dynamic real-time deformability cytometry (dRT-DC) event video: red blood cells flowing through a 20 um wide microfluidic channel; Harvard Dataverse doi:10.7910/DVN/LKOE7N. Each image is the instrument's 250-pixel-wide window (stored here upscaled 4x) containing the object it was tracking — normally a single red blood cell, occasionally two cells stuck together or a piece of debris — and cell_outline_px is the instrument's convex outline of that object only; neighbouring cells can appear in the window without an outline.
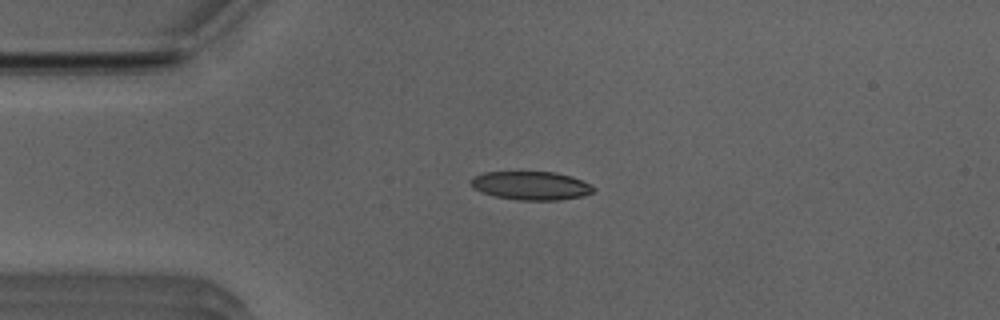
{"species": "Egyptian fruit bat (a non-hibernating species)", "species_latin": "Rousettus aegyptiacus", "temperature_condition": "room temperature", "stored_images_in_passage": 20, "camera_frame_rate_fps": 3000, "um_per_image_px": 0.085, "animal": {"sex": "male"}, "frame": {"image": 1, "passage_image": 1, "time_ms": 0.0, "image_size_px": [1000, 320], "cell_outline_px": [[596, 188], [592, 192], [584, 196], [560, 200], [516, 200], [492, 196], [472, 188], [468, 180], [472, 176], [484, 172], [556, 172], [572, 176], [592, 184]], "centroid_in_image_um": [45.12, 15.78], "position_along_channel_um": 39.9, "area_um2": 20.81}}
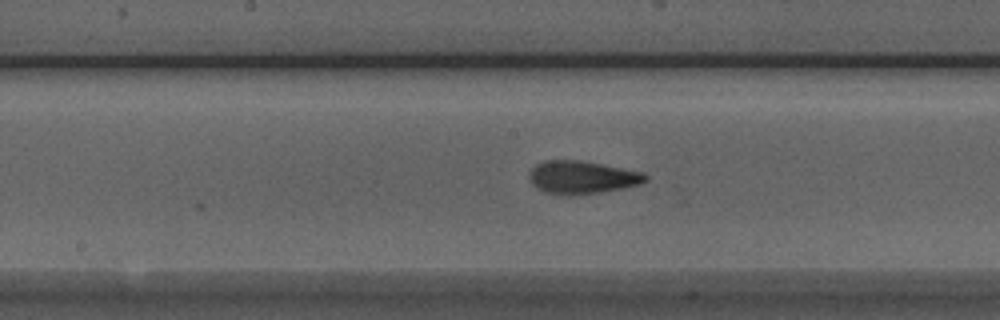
{"frame": {"image": 2, "passage_image": 15, "time_ms": 4.667, "image_size_px": [1000, 320], "cell_outline_px": [[648, 180], [640, 184], [624, 188], [600, 192], [572, 196], [544, 192], [536, 188], [532, 184], [528, 176], [532, 168], [536, 164], [544, 160], [576, 160], [600, 164], [644, 172], [648, 176]], "centroid_in_image_um": [49.46, 15.08], "position_along_channel_um": 198.7, "area_um2": 22.37}}
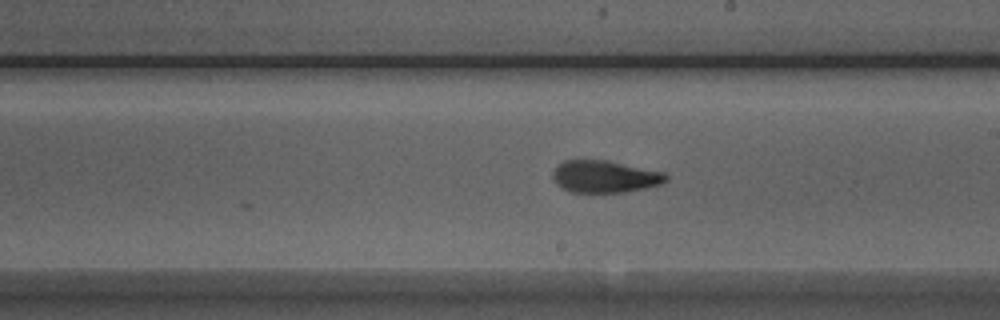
{"frame": {"image": 3, "passage_image": 18, "time_ms": 5.667, "image_size_px": [1000, 320], "cell_outline_px": [[668, 180], [660, 184], [644, 188], [624, 192], [572, 192], [556, 184], [552, 176], [552, 172], [564, 160], [608, 160], [664, 172], [668, 176]], "centroid_in_image_um": [51.42, 15.0], "position_along_channel_um": 237.6, "area_um2": 21.1}}